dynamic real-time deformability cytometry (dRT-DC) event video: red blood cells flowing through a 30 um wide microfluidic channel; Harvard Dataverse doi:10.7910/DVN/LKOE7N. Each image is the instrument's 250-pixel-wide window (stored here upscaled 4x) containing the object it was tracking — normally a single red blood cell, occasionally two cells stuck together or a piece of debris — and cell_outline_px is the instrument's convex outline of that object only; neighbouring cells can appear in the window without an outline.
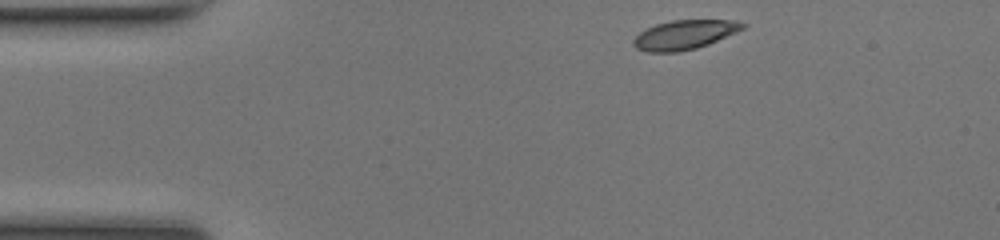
{"species": "common noctule bat (a hibernating species)", "species_latin": "Nyctalus noctula", "temperature_condition": "room temperature", "stored_images_in_passage": 42, "camera_frame_rate_fps": 3000, "um_per_image_px": 0.085, "animal": {"sex": "female", "body_mass_g": 17.0, "forearm_length_mm": 48.0}, "frame": {"image": 1, "passage_image": 1, "time_ms": 0.0, "image_size_px": [1000, 240], "cell_outline_px": [[748, 24], [744, 28], [736, 32], [708, 44], [696, 48], [676, 52], [648, 52], [636, 48], [632, 44], [632, 40], [640, 32], [656, 24], [672, 20], [732, 20]], "centroid_in_image_um": [58.17, 2.95], "position_along_channel_um": 26.8, "area_um2": 18.5}}
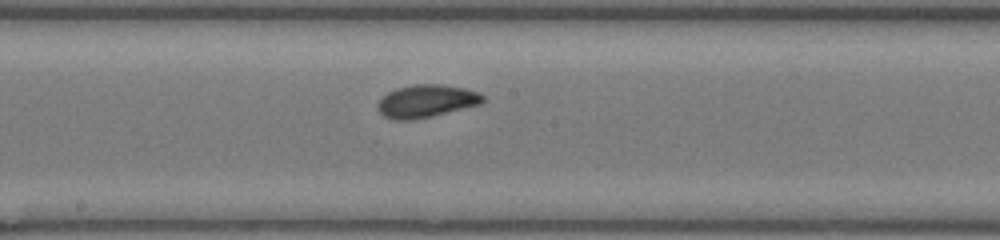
{"frame": {"image": 2, "passage_image": 19, "time_ms": 6.0, "image_size_px": [1000, 240], "cell_outline_px": [[484, 100], [480, 104], [432, 116], [412, 120], [392, 120], [384, 116], [376, 108], [376, 104], [388, 92], [396, 88], [412, 84], [440, 84], [464, 88], [480, 92], [484, 96]], "centroid_in_image_um": [36.22, 8.59], "position_along_channel_um": 212.0, "area_um2": 20.11}}
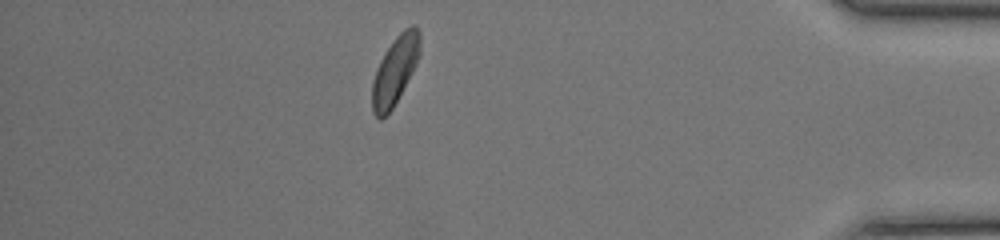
{"frame": {"image": 3, "passage_image": 36, "time_ms": 11.667, "image_size_px": [1000, 240], "cell_outline_px": [[420, 56], [412, 72], [392, 108], [380, 120], [372, 112], [372, 80], [376, 68], [384, 52], [396, 36], [404, 28], [412, 24], [416, 24], [420, 32]], "centroid_in_image_um": [33.58, 5.93], "position_along_channel_um": 401.6, "area_um2": 19.02}, "authors_computed_cell_mechanics": {"area_um2": 19.0451, "velocity_mm_per_s": 4.1677, "shape_relaxation_time_tau1_ms": 3.3463, "shape_relaxation_time_tau2_ms": 1.2288, "deformation_change_tau1": 0.1287, "deformation_change_tau2": 0.0594}}